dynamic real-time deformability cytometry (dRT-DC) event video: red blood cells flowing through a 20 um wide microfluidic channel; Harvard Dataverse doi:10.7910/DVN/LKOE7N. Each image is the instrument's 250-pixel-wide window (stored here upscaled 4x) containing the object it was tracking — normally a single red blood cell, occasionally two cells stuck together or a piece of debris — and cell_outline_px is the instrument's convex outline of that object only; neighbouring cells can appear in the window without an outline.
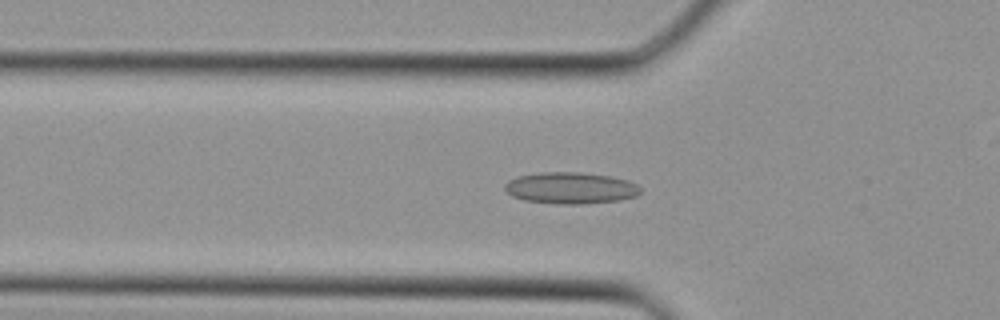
{"species": "Egyptian fruit bat (a non-hibernating species)", "species_latin": "Rousettus aegyptiacus", "temperature_condition": "cold", "stored_images_in_passage": 32, "camera_frame_rate_fps": 3000, "um_per_image_px": 0.085, "animal": {"sex": "female"}, "frame": {"image": 1, "passage_image": 8, "time_ms": 2.333, "image_size_px": [1000, 320], "cell_outline_px": [[640, 192], [636, 196], [620, 200], [580, 204], [560, 204], [524, 200], [512, 196], [504, 188], [504, 184], [508, 180], [516, 176], [540, 172], [580, 172], [612, 176], [628, 180], [636, 184], [640, 188]], "centroid_in_image_um": [48.49, 15.97], "position_along_channel_um": 77.3, "area_um2": 25.03}}
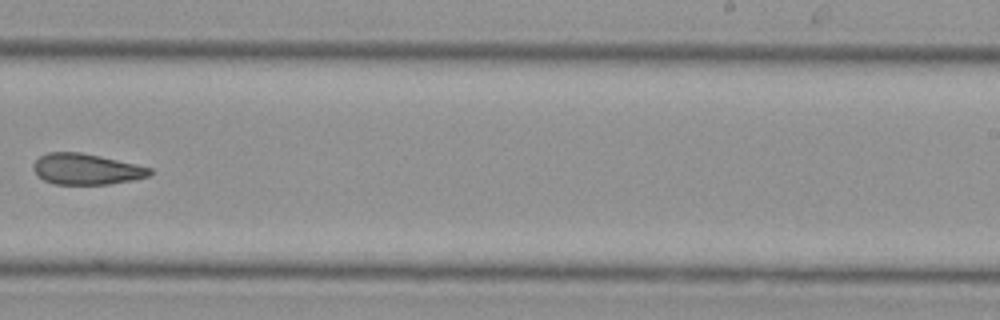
{"frame": {"image": 2, "passage_image": 19, "time_ms": 6.0, "image_size_px": [1000, 320], "cell_outline_px": [[152, 172], [148, 176], [132, 180], [108, 184], [52, 184], [44, 180], [32, 168], [32, 164], [40, 156], [48, 152], [80, 152], [100, 156], [136, 164], [152, 168]], "centroid_in_image_um": [7.32, 14.37], "position_along_channel_um": 281.7, "area_um2": 20.87}}
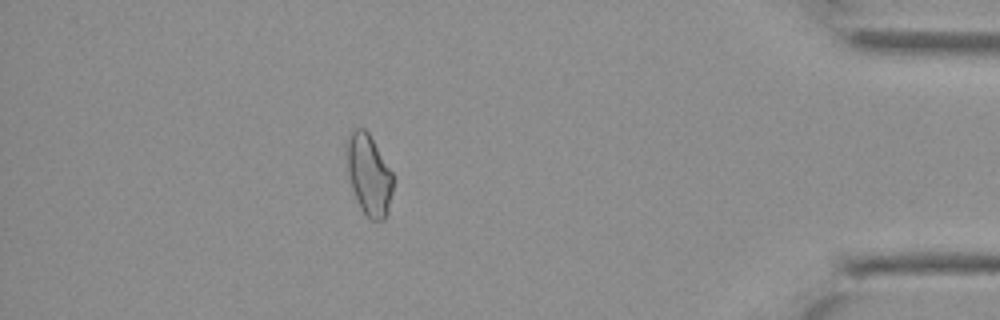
{"frame": {"image": 3, "passage_image": 28, "time_ms": 9.0, "image_size_px": [1000, 320], "cell_outline_px": [[392, 192], [388, 216], [384, 220], [368, 220], [360, 208], [356, 200], [352, 188], [348, 172], [344, 152], [344, 148], [352, 132], [356, 128], [364, 128], [368, 132], [392, 172]], "centroid_in_image_um": [31.34, 14.9], "position_along_channel_um": 403.9, "area_um2": 22.02}}